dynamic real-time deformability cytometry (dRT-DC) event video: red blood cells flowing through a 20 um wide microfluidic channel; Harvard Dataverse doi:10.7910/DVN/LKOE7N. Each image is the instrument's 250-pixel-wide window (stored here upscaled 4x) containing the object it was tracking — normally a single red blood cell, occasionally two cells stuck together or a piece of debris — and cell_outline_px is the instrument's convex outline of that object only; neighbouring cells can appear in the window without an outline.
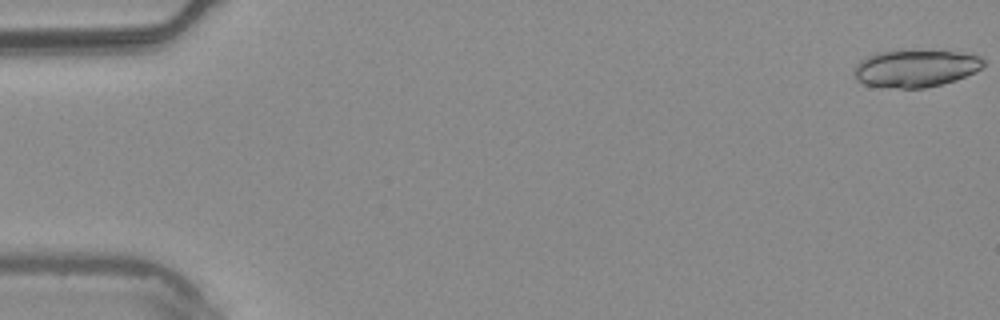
{"species": "common noctule bat (a hibernating species)", "species_latin": "Nyctalus noctula", "temperature_condition": "warm", "stored_images_in_passage": 4, "camera_frame_rate_fps": 3000, "um_per_image_px": 0.085, "animal": {"sex": "male", "body_mass_g": 20.4}, "frame": {"image": 1, "passage_image": 1, "time_ms": 0.0, "image_size_px": [1000, 320], "cell_outline_px": [[984, 64], [976, 72], [956, 80], [924, 88], [880, 88], [864, 84], [856, 80], [852, 72], [852, 68], [860, 60], [868, 56], [880, 52], [956, 52], [980, 56], [984, 60]], "centroid_in_image_um": [77.76, 5.85], "position_along_channel_um": 7.2, "area_um2": 27.86}}